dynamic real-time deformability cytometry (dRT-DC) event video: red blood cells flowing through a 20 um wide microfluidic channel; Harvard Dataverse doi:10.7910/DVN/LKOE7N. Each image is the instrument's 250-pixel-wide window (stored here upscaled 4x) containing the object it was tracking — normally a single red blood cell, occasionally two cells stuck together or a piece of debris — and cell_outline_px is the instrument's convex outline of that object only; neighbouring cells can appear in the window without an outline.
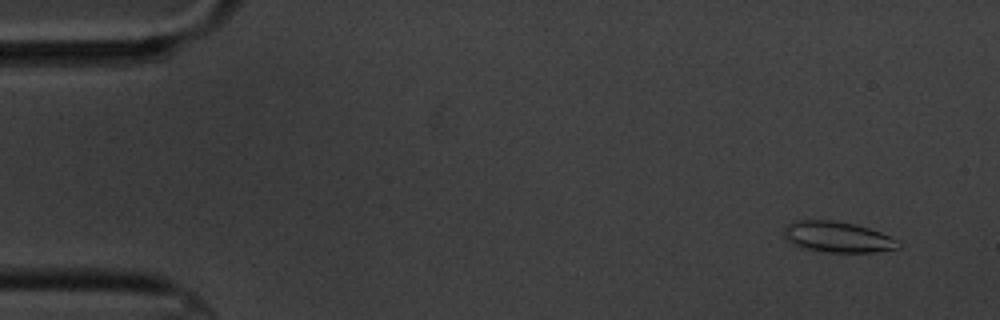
{"species": "common noctule bat (a hibernating species)", "species_latin": "Nyctalus noctula", "temperature_condition": "cold", "stored_images_in_passage": 6, "camera_frame_rate_fps": 3000, "um_per_image_px": 0.085, "animal": {"sex": "male", "body_mass_g": 20.1, "forearm_length_mm": 53.5}, "frame": {"image": 1, "passage_image": 1, "time_ms": 0.0, "image_size_px": [1000, 320], "cell_outline_px": [[904, 244], [900, 248], [876, 252], [828, 252], [804, 248], [788, 240], [784, 236], [784, 228], [792, 220], [836, 220], [856, 224], [880, 232], [900, 240]], "centroid_in_image_um": [71.26, 20.13], "position_along_channel_um": 13.7, "area_um2": 20.69}}
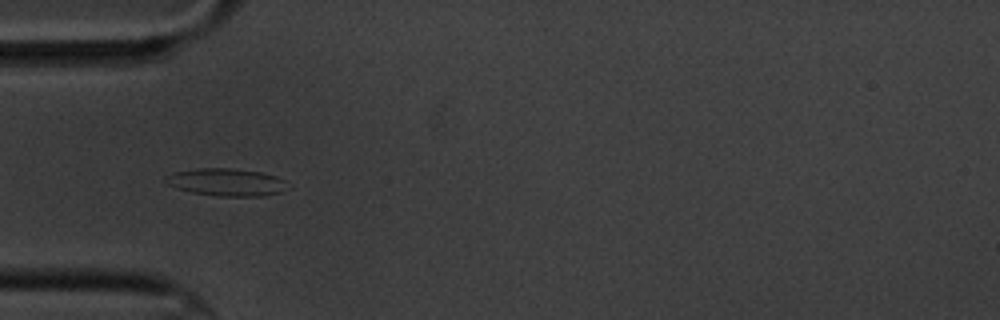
{"frame": {"image": 2, "passage_image": 5, "time_ms": 4.667, "image_size_px": [1000, 320], "cell_outline_px": [[292, 188], [280, 192], [260, 196], [216, 196], [192, 192], [176, 188], [168, 184], [164, 180], [164, 176], [172, 172], [196, 168], [228, 168], [260, 172], [276, 176], [292, 184]], "centroid_in_image_um": [19.27, 15.48], "position_along_channel_um": 65.7, "area_um2": 19.83}}